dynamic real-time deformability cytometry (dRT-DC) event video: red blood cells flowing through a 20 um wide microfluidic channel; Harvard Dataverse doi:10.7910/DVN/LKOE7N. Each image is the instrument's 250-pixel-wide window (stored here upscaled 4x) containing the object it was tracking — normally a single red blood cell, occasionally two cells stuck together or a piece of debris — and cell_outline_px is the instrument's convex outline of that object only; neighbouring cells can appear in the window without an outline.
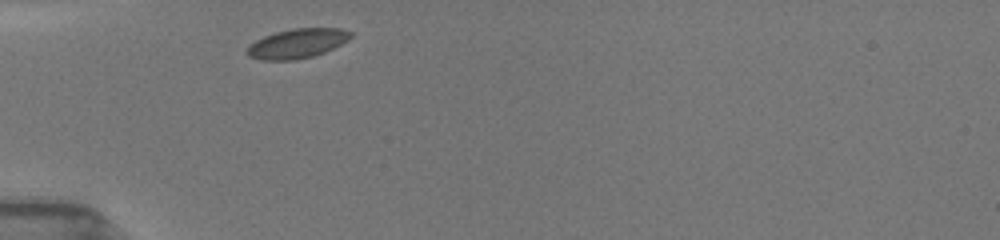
{"species": "common noctule bat (a hibernating species)", "species_latin": "Nyctalus noctula", "temperature_condition": "room temperature", "stored_images_in_passage": 30, "camera_frame_rate_fps": 3000, "um_per_image_px": 0.085, "animal": {"sex": "female", "body_mass_g": 19.5, "forearm_length_mm": 54.1}, "frame": {"image": 1, "passage_image": 1, "time_ms": 0.0, "image_size_px": [1000, 240], "cell_outline_px": [[352, 36], [348, 40], [324, 52], [312, 56], [292, 60], [260, 60], [248, 56], [244, 52], [256, 40], [264, 36], [276, 32], [292, 28], [340, 28], [352, 32]], "centroid_in_image_um": [25.25, 3.69], "position_along_channel_um": 59.8, "area_um2": 17.69}}
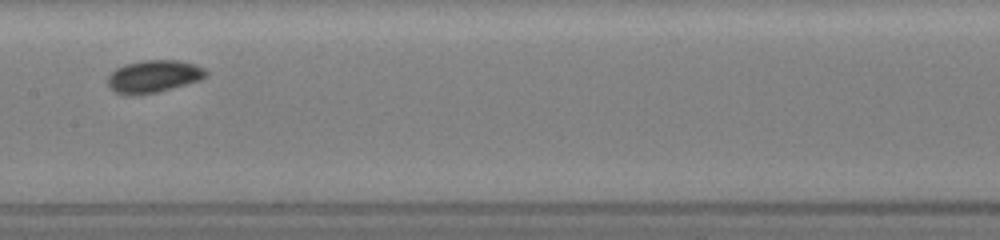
{"frame": {"image": 2, "passage_image": 12, "time_ms": 3.667, "image_size_px": [1000, 240], "cell_outline_px": [[208, 72], [200, 80], [156, 92], [128, 96], [124, 96], [108, 88], [108, 76], [116, 68], [124, 64], [140, 60], [180, 60], [204, 68]], "centroid_in_image_um": [13.0, 6.49], "position_along_channel_um": 194.4, "area_um2": 18.55}}
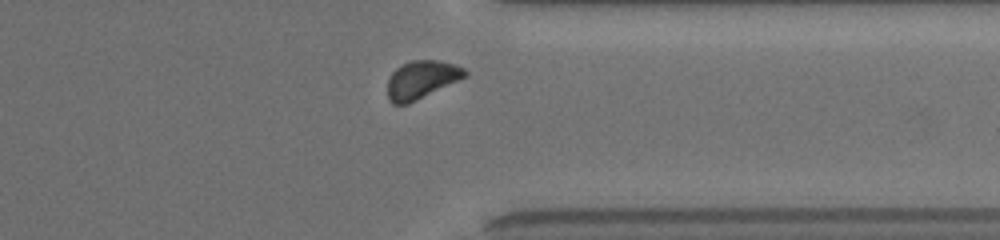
{"frame": {"image": 3, "passage_image": 26, "time_ms": 8.333, "image_size_px": [1000, 240], "cell_outline_px": [[468, 76], [408, 104], [392, 104], [388, 100], [388, 80], [392, 72], [400, 64], [412, 60], [440, 60], [456, 64], [464, 68], [468, 72]], "centroid_in_image_um": [35.84, 6.76], "position_along_channel_um": 375.6, "area_um2": 17.34}, "authors_computed_cell_mechanics": {"area_um2": 17.3689, "velocity_mm_per_s": 3.9087, "shape_relaxation_time_tau1_ms": 1.611, "shape_relaxation_time_tau2_ms": null, "deformation_change_tau1": 0.0461, "deformation_change_tau2": null}}